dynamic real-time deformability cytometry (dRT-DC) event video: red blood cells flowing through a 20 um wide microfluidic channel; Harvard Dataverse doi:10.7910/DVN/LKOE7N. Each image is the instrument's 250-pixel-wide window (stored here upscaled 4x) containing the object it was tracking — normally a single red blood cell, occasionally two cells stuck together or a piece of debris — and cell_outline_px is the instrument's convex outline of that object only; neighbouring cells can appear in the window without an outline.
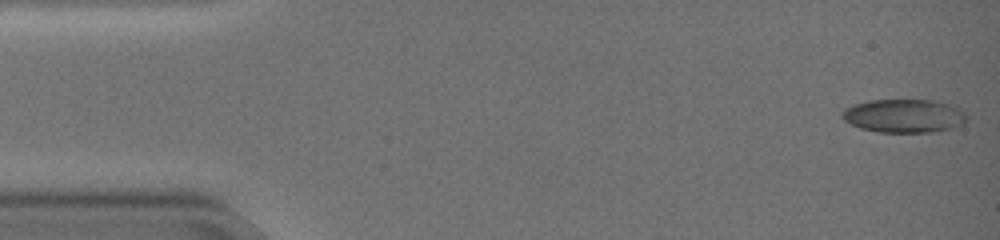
{"species": "common noctule bat (a hibernating species)", "species_latin": "Nyctalus noctula", "temperature_condition": "warm", "stored_images_in_passage": 58, "camera_frame_rate_fps": 3000, "um_per_image_px": 0.085, "animal": {"sex": "female", "body_mass_g": 19.0, "forearm_length_mm": 51.5}, "frame": {"image": 1, "passage_image": 1, "time_ms": 0.0, "image_size_px": [1000, 240], "cell_outline_px": [[964, 120], [960, 124], [952, 128], [932, 132], [880, 132], [860, 128], [844, 120], [840, 116], [844, 108], [868, 100], [936, 100], [948, 104], [964, 112]], "centroid_in_image_um": [76.78, 9.84], "position_along_channel_um": 8.2, "area_um2": 23.99}}
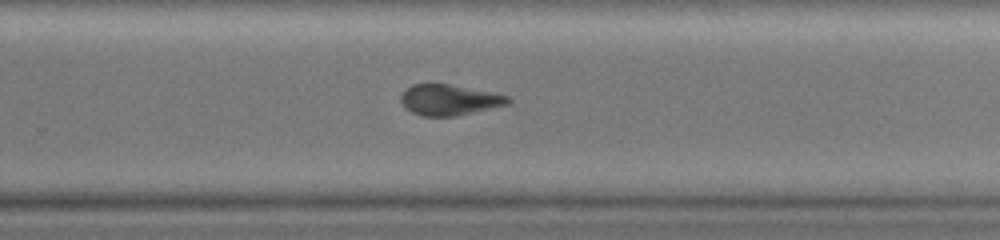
{"frame": {"image": 2, "passage_image": 39, "time_ms": 12.667, "image_size_px": [1000, 240], "cell_outline_px": [[512, 104], [456, 116], [424, 116], [412, 112], [404, 108], [400, 100], [400, 96], [412, 84], [448, 84], [492, 92], [508, 96], [512, 100]], "centroid_in_image_um": [38.22, 8.5], "position_along_channel_um": 291.6, "area_um2": 19.25}}
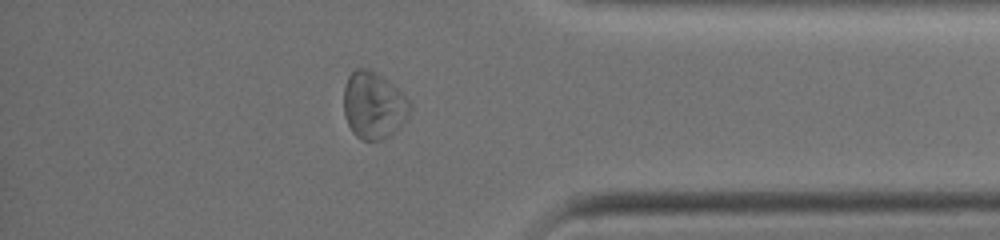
{"frame": {"image": 3, "passage_image": 50, "time_ms": 16.333, "image_size_px": [1000, 240], "cell_outline_px": [[412, 112], [408, 120], [400, 128], [384, 140], [360, 140], [352, 132], [344, 116], [344, 88], [348, 76], [356, 68], [364, 68], [380, 76], [392, 84], [412, 104]], "centroid_in_image_um": [31.78, 9.01], "position_along_channel_um": 403.4, "area_um2": 26.01}, "authors_computed_cell_mechanics": {"area_um2": 21.0103, "velocity_mm_per_s": 3.28, "shape_relaxation_time_tau1_ms": 6.3654, "shape_relaxation_time_tau2_ms": 4.8151, "deformation_change_tau1": 0.1983, "deformation_change_tau2": 0.112}}